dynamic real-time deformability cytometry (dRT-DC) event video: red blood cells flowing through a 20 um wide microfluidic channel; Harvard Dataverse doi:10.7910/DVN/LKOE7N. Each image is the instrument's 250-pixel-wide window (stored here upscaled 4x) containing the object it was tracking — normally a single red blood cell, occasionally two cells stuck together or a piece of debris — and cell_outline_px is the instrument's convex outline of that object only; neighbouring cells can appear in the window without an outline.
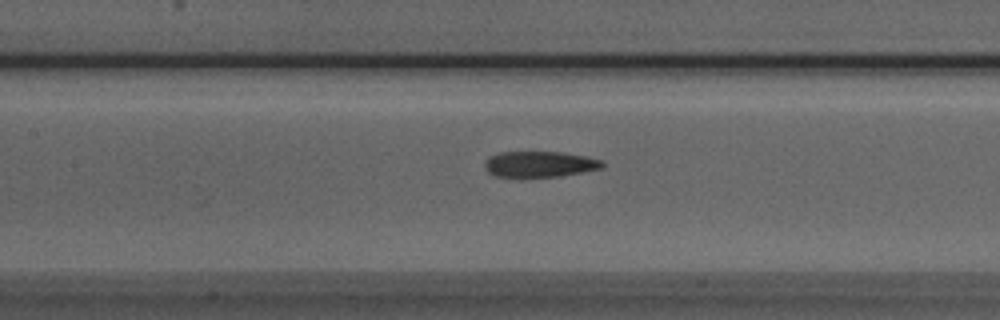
{"species": "Egyptian fruit bat (a non-hibernating species)", "species_latin": "Rousettus aegyptiacus", "temperature_condition": "room temperature", "stored_images_in_passage": 26, "camera_frame_rate_fps": 3000, "um_per_image_px": 0.085, "animal": {"sex": "male"}, "frame": {"image": 1, "passage_image": 8, "time_ms": 2.333, "image_size_px": [1000, 320], "cell_outline_px": [[604, 168], [556, 176], [520, 180], [492, 176], [484, 168], [484, 160], [488, 156], [500, 152], [560, 152], [588, 156], [600, 160], [604, 164]], "centroid_in_image_um": [45.76, 13.99], "position_along_channel_um": 161.6, "area_um2": 18.55}}
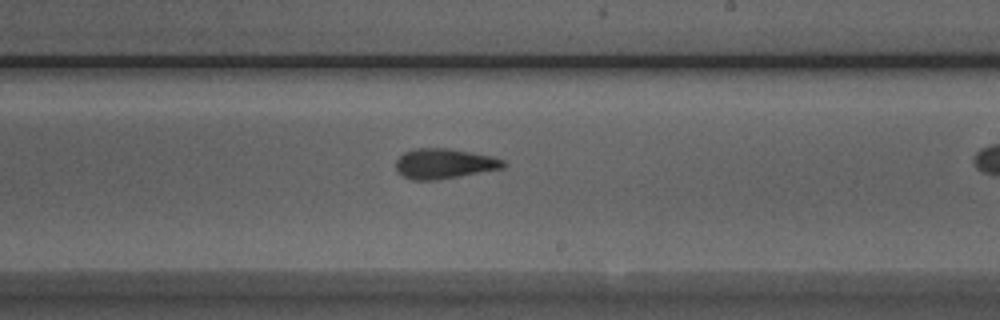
{"frame": {"image": 2, "passage_image": 15, "time_ms": 4.667, "image_size_px": [1000, 320], "cell_outline_px": [[508, 164], [504, 168], [460, 176], [436, 180], [412, 180], [396, 172], [396, 160], [404, 152], [416, 148], [448, 148], [492, 156], [504, 160]], "centroid_in_image_um": [37.76, 13.91], "position_along_channel_um": 251.2, "area_um2": 18.96}}
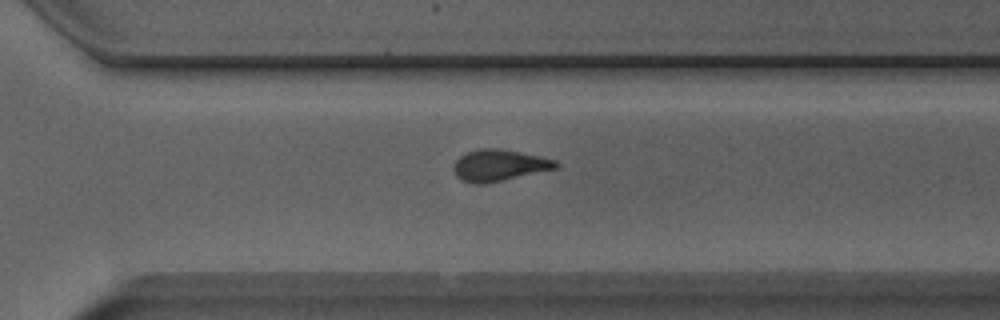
{"frame": {"image": 3, "passage_image": 21, "time_ms": 6.667, "image_size_px": [1000, 320], "cell_outline_px": [[560, 168], [484, 184], [476, 184], [460, 180], [456, 176], [452, 168], [456, 160], [460, 156], [468, 152], [480, 148], [496, 148], [556, 160], [560, 164]], "centroid_in_image_um": [42.42, 14.07], "position_along_channel_um": 328.2, "area_um2": 18.67}}